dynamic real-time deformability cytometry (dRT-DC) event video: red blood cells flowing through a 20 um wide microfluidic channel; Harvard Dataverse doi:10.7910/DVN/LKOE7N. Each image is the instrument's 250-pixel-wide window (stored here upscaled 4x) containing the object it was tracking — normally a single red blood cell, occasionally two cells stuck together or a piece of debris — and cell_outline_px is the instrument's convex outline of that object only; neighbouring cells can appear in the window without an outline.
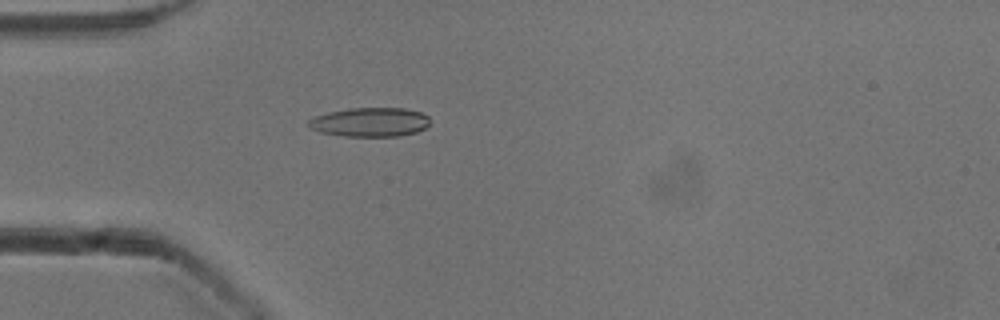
{"species": "common noctule bat (a hibernating species)", "species_latin": "Nyctalus noctula", "temperature_condition": "cold", "stored_images_in_passage": 40, "camera_frame_rate_fps": 3000, "um_per_image_px": 0.085, "animal": {"sex": "male", "body_mass_g": 13.3}, "frame": {"image": 1, "passage_image": 3, "time_ms": 0.667, "image_size_px": [1000, 320], "cell_outline_px": [[428, 124], [424, 128], [416, 132], [400, 136], [344, 136], [320, 132], [308, 128], [308, 120], [316, 116], [328, 112], [348, 108], [404, 108], [420, 112], [428, 116]], "centroid_in_image_um": [31.42, 10.38], "position_along_channel_um": 53.6, "area_um2": 20.58}}
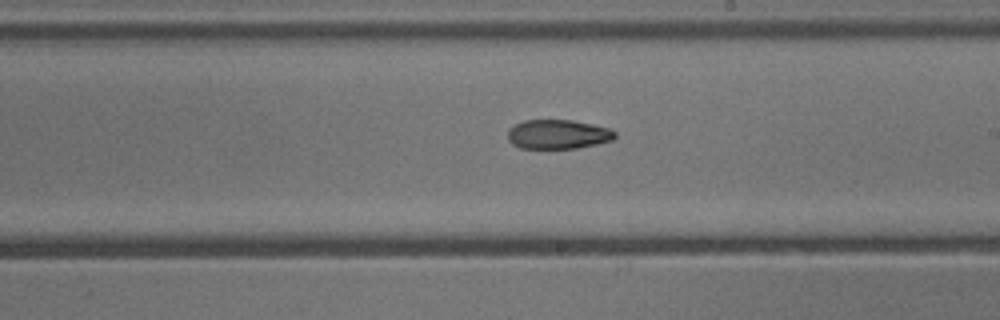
{"frame": {"image": 2, "passage_image": 18, "time_ms": 5.667, "image_size_px": [1000, 320], "cell_outline_px": [[616, 136], [612, 140], [596, 144], [576, 148], [520, 148], [512, 144], [508, 140], [508, 128], [524, 120], [572, 120], [592, 124], [608, 128], [616, 132]], "centroid_in_image_um": [47.4, 11.41], "position_along_channel_um": 241.6, "area_um2": 18.26}}
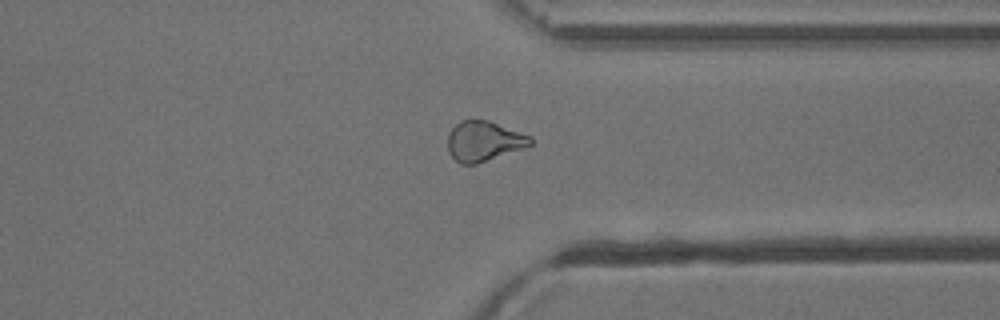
{"frame": {"image": 3, "passage_image": 28, "time_ms": 9.0, "image_size_px": [1000, 320], "cell_outline_px": [[532, 144], [524, 148], [476, 164], [460, 164], [448, 152], [448, 132], [460, 120], [488, 120], [532, 136]], "centroid_in_image_um": [41.12, 11.99], "position_along_channel_um": 370.3, "area_um2": 19.31}, "authors_computed_cell_mechanics": {"area_um2": 19.5653, "velocity_mm_per_s": 3.9017, "shape_relaxation_time_tau1_ms": null, "shape_relaxation_time_tau2_ms": 5.902, "deformation_change_tau1": null, "deformation_change_tau2": 0.1342}}